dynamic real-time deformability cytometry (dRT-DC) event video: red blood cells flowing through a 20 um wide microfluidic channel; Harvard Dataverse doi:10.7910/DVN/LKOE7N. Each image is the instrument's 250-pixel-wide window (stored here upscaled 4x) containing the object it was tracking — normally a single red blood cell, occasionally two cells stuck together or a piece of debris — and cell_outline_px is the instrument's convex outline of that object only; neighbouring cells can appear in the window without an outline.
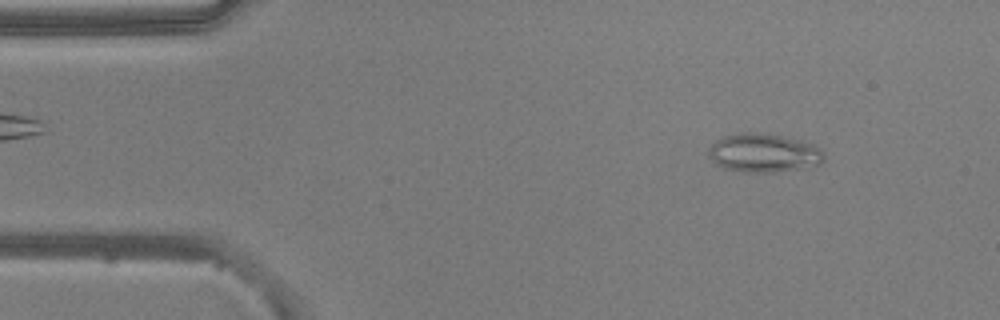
{"species": "common noctule bat (a hibernating species)", "species_latin": "Nyctalus noctula", "temperature_condition": "warm", "stored_images_in_passage": 50, "camera_frame_rate_fps": 3000, "um_per_image_px": 0.085, "animal": {"sex": "male", "body_mass_g": 20.5, "forearm_length_mm": 52.5}, "frame": {"image": 1, "passage_image": 5, "time_ms": 1.333, "image_size_px": [1000, 320], "cell_outline_px": [[824, 160], [820, 164], [800, 168], [776, 172], [744, 172], [724, 168], [716, 164], [708, 156], [708, 148], [716, 140], [724, 136], [740, 132], [752, 132], [780, 136], [800, 140], [812, 144], [820, 148], [824, 152]], "centroid_in_image_um": [64.89, 13.0], "position_along_channel_um": 20.1, "area_um2": 25.95}}
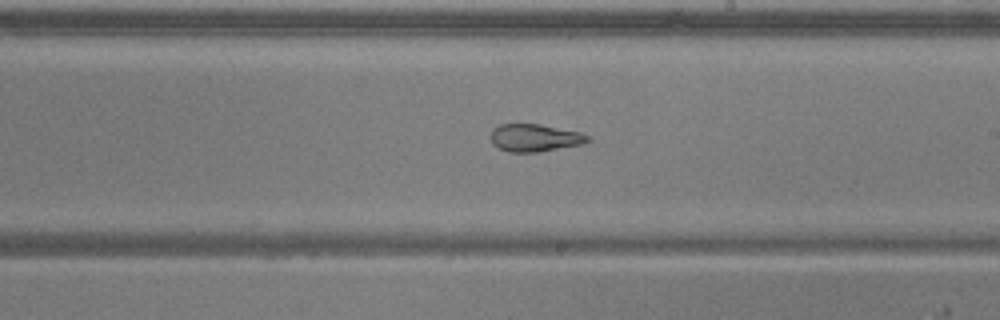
{"frame": {"image": 2, "passage_image": 28, "time_ms": 9.0, "image_size_px": [1000, 320], "cell_outline_px": [[592, 140], [580, 144], [536, 152], [508, 152], [492, 144], [492, 128], [500, 124], [540, 124], [580, 132], [592, 136]], "centroid_in_image_um": [45.47, 11.7], "position_along_channel_um": 243.5, "area_um2": 15.49}}
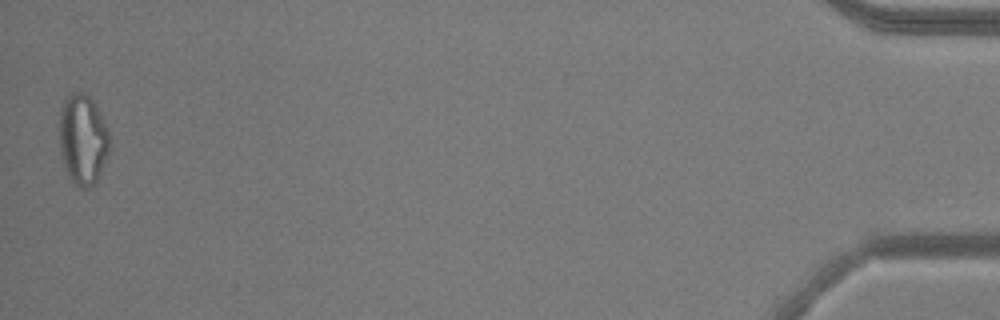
{"frame": {"image": 3, "passage_image": 50, "time_ms": 16.333, "image_size_px": [1000, 320], "cell_outline_px": [[108, 152], [96, 184], [88, 188], [80, 188], [72, 184], [68, 176], [60, 152], [60, 108], [64, 100], [72, 92], [84, 92], [96, 104], [108, 128]], "centroid_in_image_um": [7.03, 11.86], "position_along_channel_um": 428.2, "area_um2": 26.53}, "authors_computed_cell_mechanics": {"area_um2": 20.8369, "velocity_mm_per_s": 3.874, "shape_relaxation_time_tau1_ms": null, "shape_relaxation_time_tau2_ms": 2.0976, "deformation_change_tau1": null, "deformation_change_tau2": 0.0891}}